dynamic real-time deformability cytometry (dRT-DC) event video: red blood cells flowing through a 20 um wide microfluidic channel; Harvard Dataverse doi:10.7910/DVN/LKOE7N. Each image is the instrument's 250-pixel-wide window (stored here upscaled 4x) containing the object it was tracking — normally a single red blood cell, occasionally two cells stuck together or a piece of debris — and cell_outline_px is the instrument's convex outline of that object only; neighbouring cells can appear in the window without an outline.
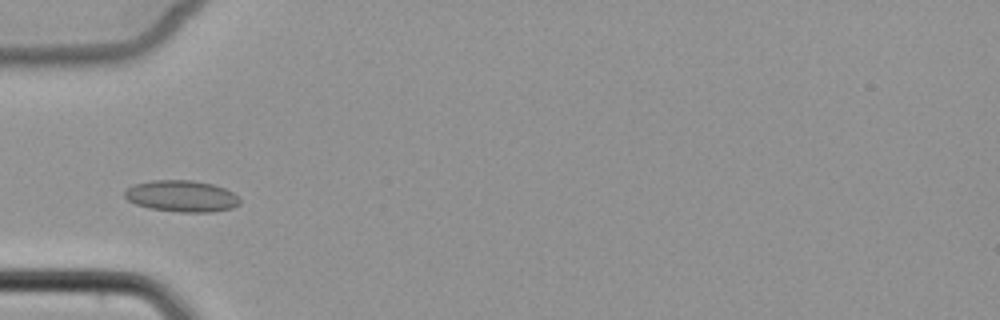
{"species": "common noctule bat (a hibernating species)", "species_latin": "Nyctalus noctula", "temperature_condition": "cold", "stored_images_in_passage": 5, "camera_frame_rate_fps": 3000, "um_per_image_px": 0.085, "animal": {"sex": "female", "body_mass_g": 22.7, "forearm_length_mm": 54.2}, "frame": {"image": 1, "passage_image": 4, "time_ms": 3.333, "image_size_px": [1000, 320], "cell_outline_px": [[240, 204], [232, 208], [212, 212], [180, 212], [148, 208], [136, 204], [128, 200], [124, 196], [124, 192], [132, 184], [152, 180], [192, 180], [212, 184], [224, 188], [232, 192], [240, 200]], "centroid_in_image_um": [15.42, 16.67], "position_along_channel_um": 69.6, "area_um2": 21.15}}
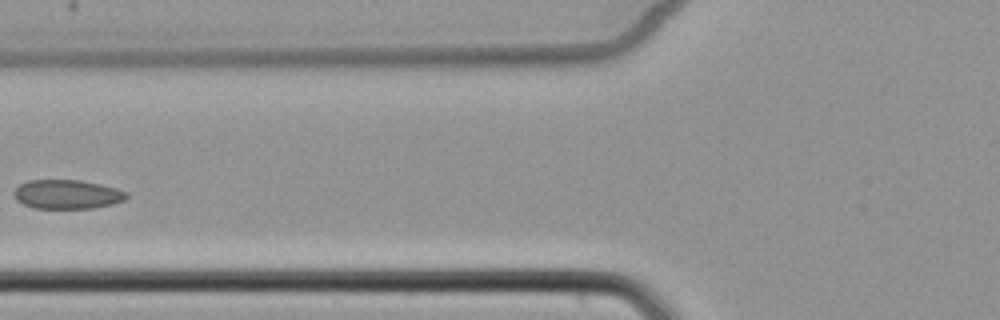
{"frame": {"image": 2, "passage_image": 5, "time_ms": 4.667, "image_size_px": [1000, 320], "cell_outline_px": [[128, 196], [124, 200], [112, 204], [92, 208], [36, 208], [24, 204], [16, 200], [12, 192], [20, 184], [28, 180], [80, 180], [100, 184], [116, 188], [128, 192]], "centroid_in_image_um": [5.7, 16.51], "position_along_channel_um": 120.1, "area_um2": 19.07}}